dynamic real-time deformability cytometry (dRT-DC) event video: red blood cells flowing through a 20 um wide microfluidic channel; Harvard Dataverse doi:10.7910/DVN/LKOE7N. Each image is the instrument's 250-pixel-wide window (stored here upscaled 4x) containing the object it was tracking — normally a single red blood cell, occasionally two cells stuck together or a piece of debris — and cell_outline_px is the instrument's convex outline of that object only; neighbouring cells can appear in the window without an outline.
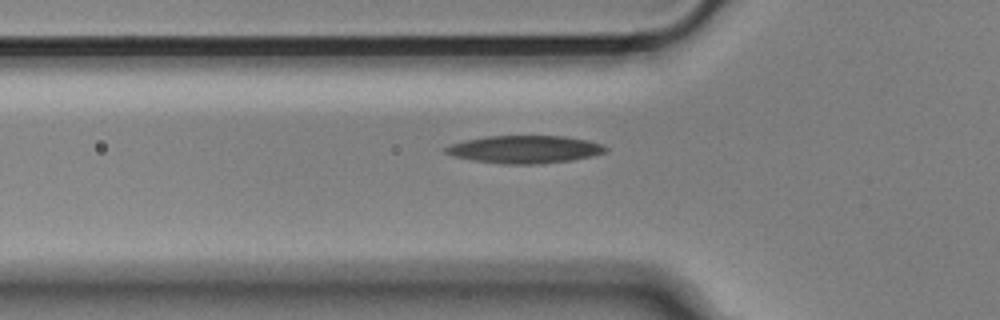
{"species": "Egyptian fruit bat (a non-hibernating species)", "species_latin": "Rousettus aegyptiacus", "temperature_condition": "cold", "stored_images_in_passage": 42, "camera_frame_rate_fps": 3000, "um_per_image_px": 0.085, "animal": {"sex": "male"}, "frame": {"image": 1, "passage_image": 8, "time_ms": 2.333, "image_size_px": [1000, 320], "cell_outline_px": [[608, 152], [592, 156], [572, 160], [540, 164], [504, 164], [472, 160], [452, 156], [444, 152], [444, 148], [452, 144], [464, 140], [488, 136], [564, 136], [588, 140], [604, 144], [608, 148]], "centroid_in_image_um": [44.64, 12.7], "position_along_channel_um": 81.2, "area_um2": 26.01}}
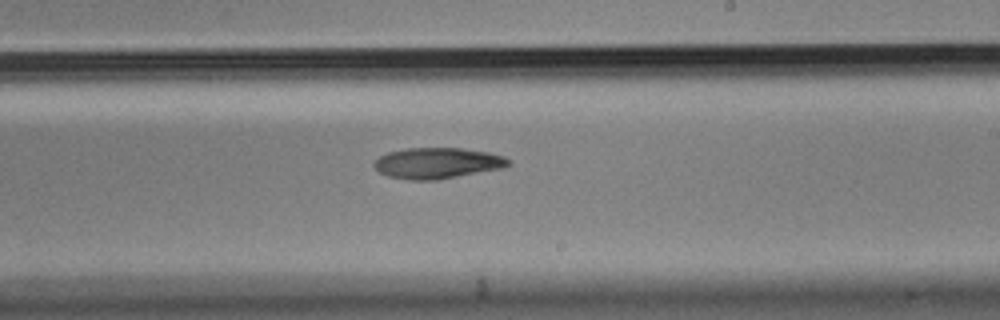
{"frame": {"image": 2, "passage_image": 22, "time_ms": 7.0, "image_size_px": [1000, 320], "cell_outline_px": [[512, 164], [500, 168], [436, 180], [408, 180], [388, 176], [380, 172], [372, 164], [380, 156], [388, 152], [408, 148], [460, 148], [488, 152], [504, 156], [512, 160]], "centroid_in_image_um": [37.18, 13.86], "position_along_channel_um": 251.8, "area_um2": 24.04}}
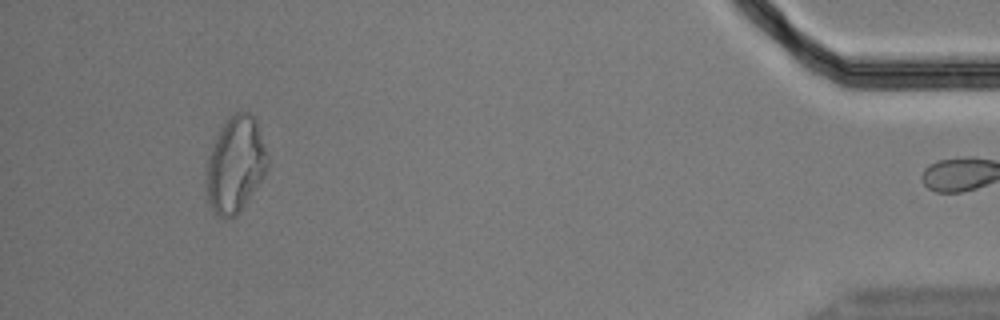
{"frame": {"image": 3, "passage_image": 41, "time_ms": 13.333, "image_size_px": [1000, 320], "cell_outline_px": [[268, 168], [264, 176], [240, 212], [236, 216], [228, 220], [216, 216], [208, 204], [204, 192], [208, 156], [216, 136], [224, 120], [232, 112], [248, 112], [256, 120], [268, 160]], "centroid_in_image_um": [19.96, 14.04], "position_along_channel_um": 415.2, "area_um2": 34.8}}